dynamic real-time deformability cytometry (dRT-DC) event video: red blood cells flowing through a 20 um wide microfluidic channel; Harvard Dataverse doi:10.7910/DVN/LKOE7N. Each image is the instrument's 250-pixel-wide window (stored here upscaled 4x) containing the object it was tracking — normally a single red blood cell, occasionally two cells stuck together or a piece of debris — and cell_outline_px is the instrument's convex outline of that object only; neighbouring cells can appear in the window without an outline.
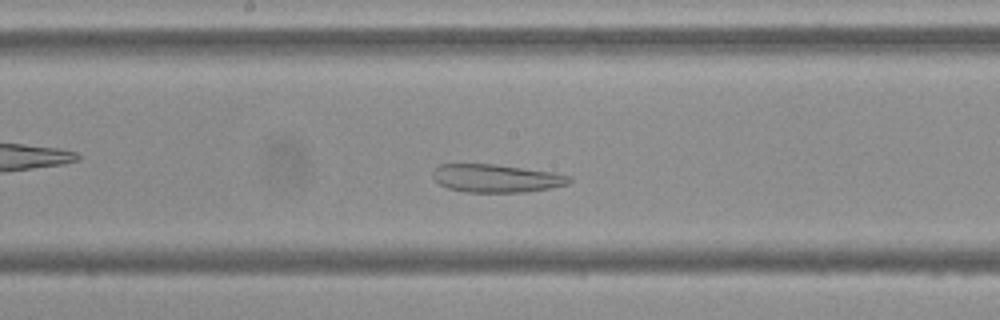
{"species": "Egyptian fruit bat (a non-hibernating species)", "species_latin": "Rousettus aegyptiacus", "temperature_condition": "cold", "stored_images_in_passage": 50, "camera_frame_rate_fps": 3000, "um_per_image_px": 0.085, "frame": {"image": 1, "passage_image": 23, "time_ms": 7.333, "image_size_px": [1000, 320], "cell_outline_px": [[572, 180], [568, 184], [552, 188], [524, 192], [468, 192], [448, 188], [440, 184], [432, 176], [432, 172], [440, 164], [496, 164], [552, 172], [572, 176]], "centroid_in_image_um": [42.21, 15.15], "position_along_channel_um": 206.0, "area_um2": 22.31}}
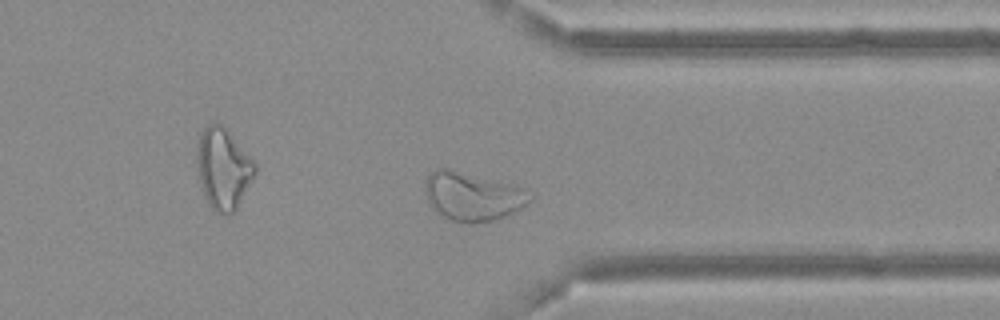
{"frame": {"image": 2, "passage_image": 37, "time_ms": 12.0, "image_size_px": [1000, 320], "cell_outline_px": [[532, 200], [528, 204], [512, 212], [492, 220], [472, 224], [452, 220], [444, 216], [432, 208], [428, 200], [428, 176], [436, 168], [448, 168], [520, 188], [532, 196]], "centroid_in_image_um": [40.16, 16.71], "position_along_channel_um": 371.2, "area_um2": 28.38}}
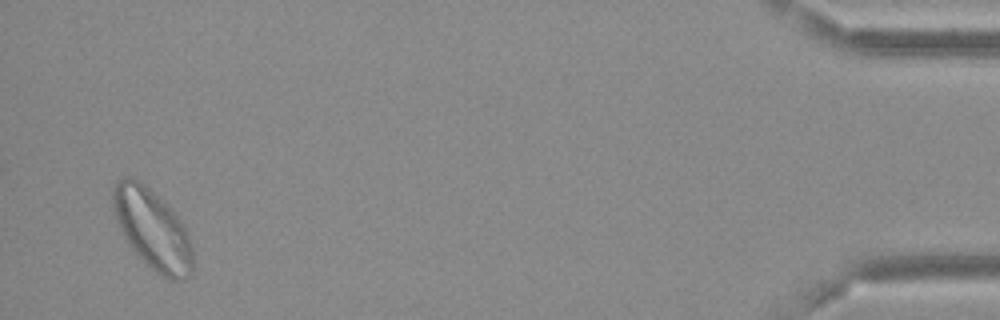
{"frame": {"image": 3, "passage_image": 48, "time_ms": 15.667, "image_size_px": [1000, 320], "cell_outline_px": [[196, 264], [192, 276], [184, 280], [168, 280], [156, 272], [128, 244], [120, 228], [112, 204], [112, 188], [120, 176], [132, 176], [144, 184], [184, 224], [188, 232]], "centroid_in_image_um": [13.0, 19.53], "position_along_channel_um": 422.2, "area_um2": 37.22}}